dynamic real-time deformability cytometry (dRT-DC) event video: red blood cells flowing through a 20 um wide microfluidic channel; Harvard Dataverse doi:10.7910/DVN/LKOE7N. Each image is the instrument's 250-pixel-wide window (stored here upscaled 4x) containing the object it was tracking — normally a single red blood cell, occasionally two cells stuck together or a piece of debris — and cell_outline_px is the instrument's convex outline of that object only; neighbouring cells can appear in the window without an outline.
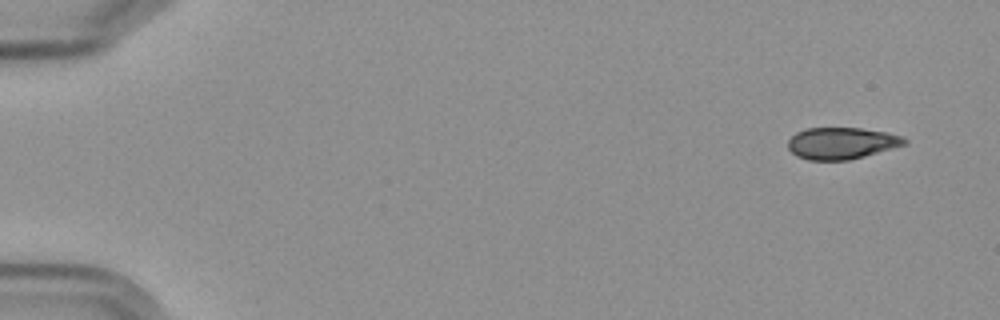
{"species": "Egyptian fruit bat (a non-hibernating species)", "species_latin": "Rousettus aegyptiacus", "temperature_condition": "cold", "stored_images_in_passage": 4, "camera_frame_rate_fps": 3000, "um_per_image_px": 0.085, "frame": {"image": 1, "passage_image": 1, "time_ms": 0.0, "image_size_px": [1000, 320], "cell_outline_px": [[908, 144], [864, 156], [848, 160], [808, 160], [796, 156], [788, 148], [788, 140], [796, 132], [808, 128], [860, 128], [884, 132], [900, 136], [908, 140]], "centroid_in_image_um": [71.52, 12.18], "position_along_channel_um": 13.5, "area_um2": 21.44}}